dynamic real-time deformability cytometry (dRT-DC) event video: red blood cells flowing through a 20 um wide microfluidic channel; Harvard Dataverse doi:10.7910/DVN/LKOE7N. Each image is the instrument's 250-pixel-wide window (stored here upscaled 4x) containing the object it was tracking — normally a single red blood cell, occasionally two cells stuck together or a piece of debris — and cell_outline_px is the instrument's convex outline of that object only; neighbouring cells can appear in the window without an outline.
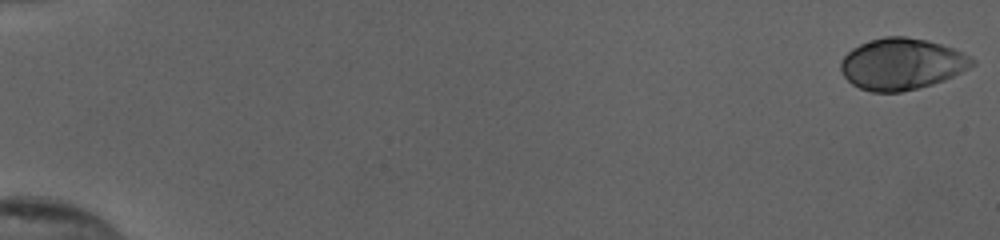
{"species": "human", "species_latin": "Homo sapiens", "temperature_condition": "cold", "stored_images_in_passage": 54, "camera_frame_rate_fps": 3000, "um_per_image_px": 0.085, "donor": {"sex": "female"}, "frame": {"image": 1, "passage_image": 1, "time_ms": 0.0, "image_size_px": [1000, 240], "cell_outline_px": [[976, 64], [944, 80], [932, 84], [900, 92], [872, 92], [860, 88], [852, 84], [844, 76], [840, 68], [840, 60], [852, 48], [860, 44], [884, 36], [904, 36], [928, 40], [952, 48], [976, 60]], "centroid_in_image_um": [76.62, 5.43], "position_along_channel_um": 8.4, "area_um2": 39.13}}
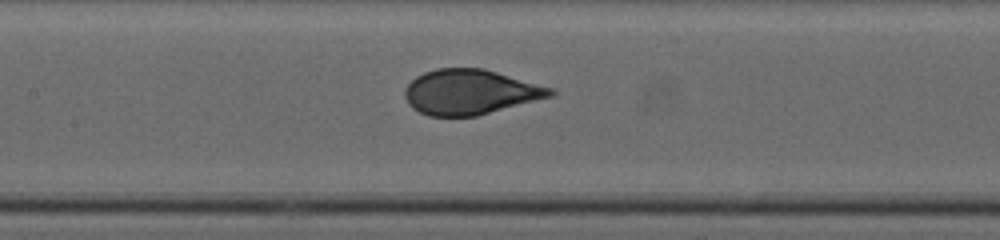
{"frame": {"image": 2, "passage_image": 28, "time_ms": 9.0, "image_size_px": [1000, 240], "cell_outline_px": [[556, 92], [552, 96], [476, 116], [428, 116], [412, 108], [408, 104], [404, 96], [404, 88], [416, 76], [424, 72], [436, 68], [484, 68], [552, 88]], "centroid_in_image_um": [39.92, 7.82], "position_along_channel_um": 167.5, "area_um2": 38.09}}
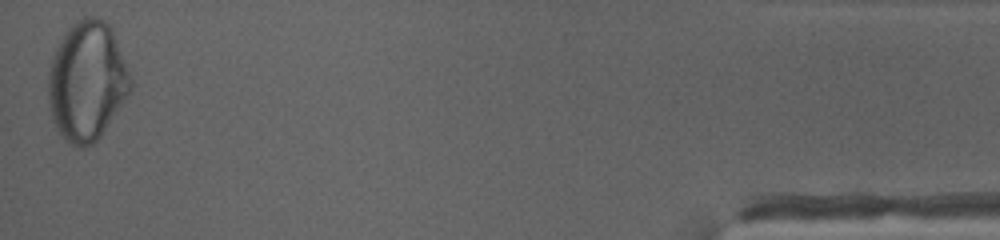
{"frame": {"image": 3, "passage_image": 54, "time_ms": 17.667, "image_size_px": [1000, 240], "cell_outline_px": [[132, 88], [100, 136], [92, 144], [80, 148], [72, 144], [60, 132], [52, 116], [48, 104], [48, 72], [52, 56], [60, 40], [68, 28], [76, 20], [84, 16], [100, 16], [112, 28], [128, 68], [132, 80]], "centroid_in_image_um": [7.4, 6.84], "position_along_channel_um": 427.8, "area_um2": 56.93}, "authors_computed_cell_mechanics": {"area_um2": 38.8994, "velocity_mm_per_s": 3.873, "shape_relaxation_time_tau1_ms": 5.4577, "shape_relaxation_time_tau2_ms": null, "deformation_change_tau1": 0.1978, "deformation_change_tau2": null}}